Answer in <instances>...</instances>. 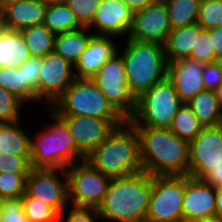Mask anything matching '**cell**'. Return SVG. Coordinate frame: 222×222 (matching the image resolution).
I'll return each mask as SVG.
<instances>
[{"label": "cell", "instance_id": "6da1fadb", "mask_svg": "<svg viewBox=\"0 0 222 222\" xmlns=\"http://www.w3.org/2000/svg\"><path fill=\"white\" fill-rule=\"evenodd\" d=\"M153 187V175L111 178L97 211L100 219L114 222H145Z\"/></svg>", "mask_w": 222, "mask_h": 222}, {"label": "cell", "instance_id": "7a4b0ae2", "mask_svg": "<svg viewBox=\"0 0 222 222\" xmlns=\"http://www.w3.org/2000/svg\"><path fill=\"white\" fill-rule=\"evenodd\" d=\"M143 171L151 175H188L189 143L170 129L135 127Z\"/></svg>", "mask_w": 222, "mask_h": 222}, {"label": "cell", "instance_id": "3957f363", "mask_svg": "<svg viewBox=\"0 0 222 222\" xmlns=\"http://www.w3.org/2000/svg\"><path fill=\"white\" fill-rule=\"evenodd\" d=\"M85 161L110 178L142 172L140 140L135 127L128 120L116 127L100 146L85 157Z\"/></svg>", "mask_w": 222, "mask_h": 222}, {"label": "cell", "instance_id": "277c9868", "mask_svg": "<svg viewBox=\"0 0 222 222\" xmlns=\"http://www.w3.org/2000/svg\"><path fill=\"white\" fill-rule=\"evenodd\" d=\"M48 117L54 124L30 138V165L32 168H68L85 160L76 149L66 121L48 107ZM49 126V127H48Z\"/></svg>", "mask_w": 222, "mask_h": 222}, {"label": "cell", "instance_id": "5b68a950", "mask_svg": "<svg viewBox=\"0 0 222 222\" xmlns=\"http://www.w3.org/2000/svg\"><path fill=\"white\" fill-rule=\"evenodd\" d=\"M125 42L119 54L125 63L129 89L137 99L167 77L168 63L162 44L132 39H126Z\"/></svg>", "mask_w": 222, "mask_h": 222}, {"label": "cell", "instance_id": "8992f818", "mask_svg": "<svg viewBox=\"0 0 222 222\" xmlns=\"http://www.w3.org/2000/svg\"><path fill=\"white\" fill-rule=\"evenodd\" d=\"M49 107L58 115L107 119L115 128L127 121L90 78H75Z\"/></svg>", "mask_w": 222, "mask_h": 222}, {"label": "cell", "instance_id": "52a82bcc", "mask_svg": "<svg viewBox=\"0 0 222 222\" xmlns=\"http://www.w3.org/2000/svg\"><path fill=\"white\" fill-rule=\"evenodd\" d=\"M182 104L172 82L166 77L137 98L136 110L128 121L134 127L169 129Z\"/></svg>", "mask_w": 222, "mask_h": 222}, {"label": "cell", "instance_id": "ba28073f", "mask_svg": "<svg viewBox=\"0 0 222 222\" xmlns=\"http://www.w3.org/2000/svg\"><path fill=\"white\" fill-rule=\"evenodd\" d=\"M185 175H153L145 222H183Z\"/></svg>", "mask_w": 222, "mask_h": 222}, {"label": "cell", "instance_id": "9c48e42d", "mask_svg": "<svg viewBox=\"0 0 222 222\" xmlns=\"http://www.w3.org/2000/svg\"><path fill=\"white\" fill-rule=\"evenodd\" d=\"M119 51L120 49L118 53L101 66L91 79L113 107L126 120H129L136 110L137 99L129 89L125 63Z\"/></svg>", "mask_w": 222, "mask_h": 222}, {"label": "cell", "instance_id": "30bf717a", "mask_svg": "<svg viewBox=\"0 0 222 222\" xmlns=\"http://www.w3.org/2000/svg\"><path fill=\"white\" fill-rule=\"evenodd\" d=\"M68 202L73 207L98 208L111 180L83 160L66 169Z\"/></svg>", "mask_w": 222, "mask_h": 222}, {"label": "cell", "instance_id": "8fae6325", "mask_svg": "<svg viewBox=\"0 0 222 222\" xmlns=\"http://www.w3.org/2000/svg\"><path fill=\"white\" fill-rule=\"evenodd\" d=\"M25 193L50 205L61 214L69 204L66 168L31 167L26 178Z\"/></svg>", "mask_w": 222, "mask_h": 222}, {"label": "cell", "instance_id": "7c38bea8", "mask_svg": "<svg viewBox=\"0 0 222 222\" xmlns=\"http://www.w3.org/2000/svg\"><path fill=\"white\" fill-rule=\"evenodd\" d=\"M222 163V124L204 127L189 143L188 175L202 180Z\"/></svg>", "mask_w": 222, "mask_h": 222}, {"label": "cell", "instance_id": "4fadbf2b", "mask_svg": "<svg viewBox=\"0 0 222 222\" xmlns=\"http://www.w3.org/2000/svg\"><path fill=\"white\" fill-rule=\"evenodd\" d=\"M74 65L55 52L41 57V71L38 77V102L47 101L48 106L74 81Z\"/></svg>", "mask_w": 222, "mask_h": 222}, {"label": "cell", "instance_id": "5bb4252c", "mask_svg": "<svg viewBox=\"0 0 222 222\" xmlns=\"http://www.w3.org/2000/svg\"><path fill=\"white\" fill-rule=\"evenodd\" d=\"M164 1H154L144 10L133 14L127 39L164 45L171 31Z\"/></svg>", "mask_w": 222, "mask_h": 222}, {"label": "cell", "instance_id": "9a60e30c", "mask_svg": "<svg viewBox=\"0 0 222 222\" xmlns=\"http://www.w3.org/2000/svg\"><path fill=\"white\" fill-rule=\"evenodd\" d=\"M67 123L76 149L87 157L115 129L107 120L91 116L60 115Z\"/></svg>", "mask_w": 222, "mask_h": 222}, {"label": "cell", "instance_id": "2e32d148", "mask_svg": "<svg viewBox=\"0 0 222 222\" xmlns=\"http://www.w3.org/2000/svg\"><path fill=\"white\" fill-rule=\"evenodd\" d=\"M133 13L122 0H101L92 23L88 26L94 35L128 36ZM98 31V32H97Z\"/></svg>", "mask_w": 222, "mask_h": 222}, {"label": "cell", "instance_id": "e0dca14e", "mask_svg": "<svg viewBox=\"0 0 222 222\" xmlns=\"http://www.w3.org/2000/svg\"><path fill=\"white\" fill-rule=\"evenodd\" d=\"M215 210V188L203 180L185 175V192L182 203L183 222L215 217Z\"/></svg>", "mask_w": 222, "mask_h": 222}, {"label": "cell", "instance_id": "ac0fdd59", "mask_svg": "<svg viewBox=\"0 0 222 222\" xmlns=\"http://www.w3.org/2000/svg\"><path fill=\"white\" fill-rule=\"evenodd\" d=\"M204 66V62L191 58H183L168 64L167 77L183 103H187L205 90L202 75Z\"/></svg>", "mask_w": 222, "mask_h": 222}, {"label": "cell", "instance_id": "d6986e66", "mask_svg": "<svg viewBox=\"0 0 222 222\" xmlns=\"http://www.w3.org/2000/svg\"><path fill=\"white\" fill-rule=\"evenodd\" d=\"M113 40V36L93 35L74 65L75 78L91 79L106 61L118 53L119 48Z\"/></svg>", "mask_w": 222, "mask_h": 222}, {"label": "cell", "instance_id": "ffe728a7", "mask_svg": "<svg viewBox=\"0 0 222 222\" xmlns=\"http://www.w3.org/2000/svg\"><path fill=\"white\" fill-rule=\"evenodd\" d=\"M48 4L41 0H19L3 6L2 24L6 29L21 31L42 24Z\"/></svg>", "mask_w": 222, "mask_h": 222}, {"label": "cell", "instance_id": "44dd1931", "mask_svg": "<svg viewBox=\"0 0 222 222\" xmlns=\"http://www.w3.org/2000/svg\"><path fill=\"white\" fill-rule=\"evenodd\" d=\"M31 57L20 31L6 29L0 22V68H19Z\"/></svg>", "mask_w": 222, "mask_h": 222}, {"label": "cell", "instance_id": "7402d4cb", "mask_svg": "<svg viewBox=\"0 0 222 222\" xmlns=\"http://www.w3.org/2000/svg\"><path fill=\"white\" fill-rule=\"evenodd\" d=\"M203 30L198 23L172 29L164 43L167 63L190 58L192 49L195 48L196 34H200Z\"/></svg>", "mask_w": 222, "mask_h": 222}, {"label": "cell", "instance_id": "603a6c76", "mask_svg": "<svg viewBox=\"0 0 222 222\" xmlns=\"http://www.w3.org/2000/svg\"><path fill=\"white\" fill-rule=\"evenodd\" d=\"M93 35L88 27L56 34L54 52L75 65Z\"/></svg>", "mask_w": 222, "mask_h": 222}, {"label": "cell", "instance_id": "cb8c5ba5", "mask_svg": "<svg viewBox=\"0 0 222 222\" xmlns=\"http://www.w3.org/2000/svg\"><path fill=\"white\" fill-rule=\"evenodd\" d=\"M187 105L203 128L222 124V107L216 91L204 90L190 99Z\"/></svg>", "mask_w": 222, "mask_h": 222}, {"label": "cell", "instance_id": "d4e9b609", "mask_svg": "<svg viewBox=\"0 0 222 222\" xmlns=\"http://www.w3.org/2000/svg\"><path fill=\"white\" fill-rule=\"evenodd\" d=\"M20 121L0 124V153L30 156V138Z\"/></svg>", "mask_w": 222, "mask_h": 222}, {"label": "cell", "instance_id": "484cf974", "mask_svg": "<svg viewBox=\"0 0 222 222\" xmlns=\"http://www.w3.org/2000/svg\"><path fill=\"white\" fill-rule=\"evenodd\" d=\"M43 24L55 35L83 28L65 3L48 4Z\"/></svg>", "mask_w": 222, "mask_h": 222}, {"label": "cell", "instance_id": "4316f807", "mask_svg": "<svg viewBox=\"0 0 222 222\" xmlns=\"http://www.w3.org/2000/svg\"><path fill=\"white\" fill-rule=\"evenodd\" d=\"M31 56L44 57L54 52L55 34L43 23L20 31Z\"/></svg>", "mask_w": 222, "mask_h": 222}, {"label": "cell", "instance_id": "83f0119b", "mask_svg": "<svg viewBox=\"0 0 222 222\" xmlns=\"http://www.w3.org/2000/svg\"><path fill=\"white\" fill-rule=\"evenodd\" d=\"M171 29L196 24L201 0H165Z\"/></svg>", "mask_w": 222, "mask_h": 222}, {"label": "cell", "instance_id": "f1b7e54d", "mask_svg": "<svg viewBox=\"0 0 222 222\" xmlns=\"http://www.w3.org/2000/svg\"><path fill=\"white\" fill-rule=\"evenodd\" d=\"M0 86L14 93L25 103H36V92L24 82L23 65L19 68H0Z\"/></svg>", "mask_w": 222, "mask_h": 222}, {"label": "cell", "instance_id": "f546056e", "mask_svg": "<svg viewBox=\"0 0 222 222\" xmlns=\"http://www.w3.org/2000/svg\"><path fill=\"white\" fill-rule=\"evenodd\" d=\"M176 136L190 143L203 129L187 103H183L169 128Z\"/></svg>", "mask_w": 222, "mask_h": 222}, {"label": "cell", "instance_id": "4dcf8cb0", "mask_svg": "<svg viewBox=\"0 0 222 222\" xmlns=\"http://www.w3.org/2000/svg\"><path fill=\"white\" fill-rule=\"evenodd\" d=\"M21 203L30 222H53L59 218V213L53 207L26 193L21 197Z\"/></svg>", "mask_w": 222, "mask_h": 222}, {"label": "cell", "instance_id": "1f68e13d", "mask_svg": "<svg viewBox=\"0 0 222 222\" xmlns=\"http://www.w3.org/2000/svg\"><path fill=\"white\" fill-rule=\"evenodd\" d=\"M24 104L18 96L0 86V124L19 121Z\"/></svg>", "mask_w": 222, "mask_h": 222}, {"label": "cell", "instance_id": "d6a6232c", "mask_svg": "<svg viewBox=\"0 0 222 222\" xmlns=\"http://www.w3.org/2000/svg\"><path fill=\"white\" fill-rule=\"evenodd\" d=\"M197 23L204 30L222 26V0H201Z\"/></svg>", "mask_w": 222, "mask_h": 222}, {"label": "cell", "instance_id": "836d02e7", "mask_svg": "<svg viewBox=\"0 0 222 222\" xmlns=\"http://www.w3.org/2000/svg\"><path fill=\"white\" fill-rule=\"evenodd\" d=\"M28 174L0 173V198H19L25 194Z\"/></svg>", "mask_w": 222, "mask_h": 222}, {"label": "cell", "instance_id": "e575fe53", "mask_svg": "<svg viewBox=\"0 0 222 222\" xmlns=\"http://www.w3.org/2000/svg\"><path fill=\"white\" fill-rule=\"evenodd\" d=\"M101 0H65V4L74 13L83 27H88L96 14Z\"/></svg>", "mask_w": 222, "mask_h": 222}, {"label": "cell", "instance_id": "d590c367", "mask_svg": "<svg viewBox=\"0 0 222 222\" xmlns=\"http://www.w3.org/2000/svg\"><path fill=\"white\" fill-rule=\"evenodd\" d=\"M190 58L204 63L216 61L210 30H203L200 34H196L195 48L192 49Z\"/></svg>", "mask_w": 222, "mask_h": 222}, {"label": "cell", "instance_id": "8d00e7d4", "mask_svg": "<svg viewBox=\"0 0 222 222\" xmlns=\"http://www.w3.org/2000/svg\"><path fill=\"white\" fill-rule=\"evenodd\" d=\"M0 222H30L24 214L21 199L4 198L1 200Z\"/></svg>", "mask_w": 222, "mask_h": 222}, {"label": "cell", "instance_id": "74e56055", "mask_svg": "<svg viewBox=\"0 0 222 222\" xmlns=\"http://www.w3.org/2000/svg\"><path fill=\"white\" fill-rule=\"evenodd\" d=\"M30 169V156L0 153V173L28 174Z\"/></svg>", "mask_w": 222, "mask_h": 222}, {"label": "cell", "instance_id": "f35d334b", "mask_svg": "<svg viewBox=\"0 0 222 222\" xmlns=\"http://www.w3.org/2000/svg\"><path fill=\"white\" fill-rule=\"evenodd\" d=\"M202 75L205 90L216 91L222 82V61L205 63Z\"/></svg>", "mask_w": 222, "mask_h": 222}, {"label": "cell", "instance_id": "ab89813d", "mask_svg": "<svg viewBox=\"0 0 222 222\" xmlns=\"http://www.w3.org/2000/svg\"><path fill=\"white\" fill-rule=\"evenodd\" d=\"M41 71V57L32 56L23 64L24 82L36 92V102H38V77Z\"/></svg>", "mask_w": 222, "mask_h": 222}, {"label": "cell", "instance_id": "60d3db41", "mask_svg": "<svg viewBox=\"0 0 222 222\" xmlns=\"http://www.w3.org/2000/svg\"><path fill=\"white\" fill-rule=\"evenodd\" d=\"M65 220L60 222H96L100 220L97 208L71 207Z\"/></svg>", "mask_w": 222, "mask_h": 222}, {"label": "cell", "instance_id": "b9f144b4", "mask_svg": "<svg viewBox=\"0 0 222 222\" xmlns=\"http://www.w3.org/2000/svg\"><path fill=\"white\" fill-rule=\"evenodd\" d=\"M210 37L216 61H222V26L211 29Z\"/></svg>", "mask_w": 222, "mask_h": 222}, {"label": "cell", "instance_id": "7bdbcfd3", "mask_svg": "<svg viewBox=\"0 0 222 222\" xmlns=\"http://www.w3.org/2000/svg\"><path fill=\"white\" fill-rule=\"evenodd\" d=\"M202 180L213 188L222 187V163L210 171Z\"/></svg>", "mask_w": 222, "mask_h": 222}, {"label": "cell", "instance_id": "ee69618b", "mask_svg": "<svg viewBox=\"0 0 222 222\" xmlns=\"http://www.w3.org/2000/svg\"><path fill=\"white\" fill-rule=\"evenodd\" d=\"M133 14L140 12L151 5L155 0H122Z\"/></svg>", "mask_w": 222, "mask_h": 222}, {"label": "cell", "instance_id": "f6af8a7d", "mask_svg": "<svg viewBox=\"0 0 222 222\" xmlns=\"http://www.w3.org/2000/svg\"><path fill=\"white\" fill-rule=\"evenodd\" d=\"M216 210L215 218L222 219V187L215 188Z\"/></svg>", "mask_w": 222, "mask_h": 222}, {"label": "cell", "instance_id": "bcb514c9", "mask_svg": "<svg viewBox=\"0 0 222 222\" xmlns=\"http://www.w3.org/2000/svg\"><path fill=\"white\" fill-rule=\"evenodd\" d=\"M189 222H222V219L212 217V218H205V219H195Z\"/></svg>", "mask_w": 222, "mask_h": 222}, {"label": "cell", "instance_id": "7dc6e473", "mask_svg": "<svg viewBox=\"0 0 222 222\" xmlns=\"http://www.w3.org/2000/svg\"><path fill=\"white\" fill-rule=\"evenodd\" d=\"M216 93L219 98L220 105L222 107V82H221L220 86L217 88Z\"/></svg>", "mask_w": 222, "mask_h": 222}, {"label": "cell", "instance_id": "c3c4849f", "mask_svg": "<svg viewBox=\"0 0 222 222\" xmlns=\"http://www.w3.org/2000/svg\"><path fill=\"white\" fill-rule=\"evenodd\" d=\"M42 2L46 4H51V3H64L65 0H41Z\"/></svg>", "mask_w": 222, "mask_h": 222}, {"label": "cell", "instance_id": "681fc988", "mask_svg": "<svg viewBox=\"0 0 222 222\" xmlns=\"http://www.w3.org/2000/svg\"><path fill=\"white\" fill-rule=\"evenodd\" d=\"M14 1H19V0H0L2 6L6 5L7 3L14 2Z\"/></svg>", "mask_w": 222, "mask_h": 222}, {"label": "cell", "instance_id": "f907efd6", "mask_svg": "<svg viewBox=\"0 0 222 222\" xmlns=\"http://www.w3.org/2000/svg\"><path fill=\"white\" fill-rule=\"evenodd\" d=\"M2 16H3V6L0 2V22H2Z\"/></svg>", "mask_w": 222, "mask_h": 222}, {"label": "cell", "instance_id": "816d5d0a", "mask_svg": "<svg viewBox=\"0 0 222 222\" xmlns=\"http://www.w3.org/2000/svg\"><path fill=\"white\" fill-rule=\"evenodd\" d=\"M66 210H64L63 212H61V214H59V218L57 219V220H55V221H53V222H60V219H61V217H65L63 214H66V213H64ZM63 215V216H62Z\"/></svg>", "mask_w": 222, "mask_h": 222}]
</instances>
